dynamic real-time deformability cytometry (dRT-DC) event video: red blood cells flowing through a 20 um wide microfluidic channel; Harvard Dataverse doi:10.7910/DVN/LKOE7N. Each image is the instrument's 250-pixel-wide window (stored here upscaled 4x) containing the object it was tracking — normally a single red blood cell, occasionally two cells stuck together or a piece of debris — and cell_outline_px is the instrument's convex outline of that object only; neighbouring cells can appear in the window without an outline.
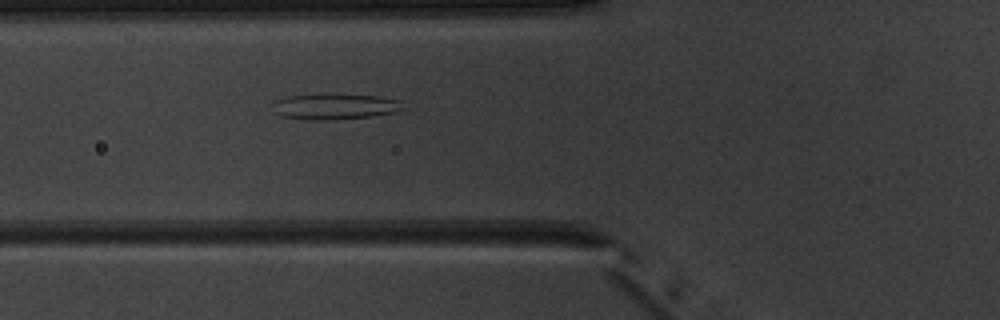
{"species": "common noctule bat (a hibernating species)", "species_latin": "Nyctalus noctula", "temperature_condition": "warm", "stored_images_in_passage": 5, "camera_frame_rate_fps": 3000, "um_per_image_px": 0.085, "animal": {"sex": "male", "body_mass_g": 20.1, "forearm_length_mm": 53.5}, "frame": {"image": 1, "passage_image": 5, "time_ms": 4.333, "image_size_px": [1000, 320], "cell_outline_px": [[404, 108], [396, 112], [372, 116], [324, 120], [316, 120], [280, 116], [272, 112], [272, 100], [288, 96], [380, 96], [400, 100]], "centroid_in_image_um": [28.42, 9.08], "position_along_channel_um": 97.4, "area_um2": 18.96}}